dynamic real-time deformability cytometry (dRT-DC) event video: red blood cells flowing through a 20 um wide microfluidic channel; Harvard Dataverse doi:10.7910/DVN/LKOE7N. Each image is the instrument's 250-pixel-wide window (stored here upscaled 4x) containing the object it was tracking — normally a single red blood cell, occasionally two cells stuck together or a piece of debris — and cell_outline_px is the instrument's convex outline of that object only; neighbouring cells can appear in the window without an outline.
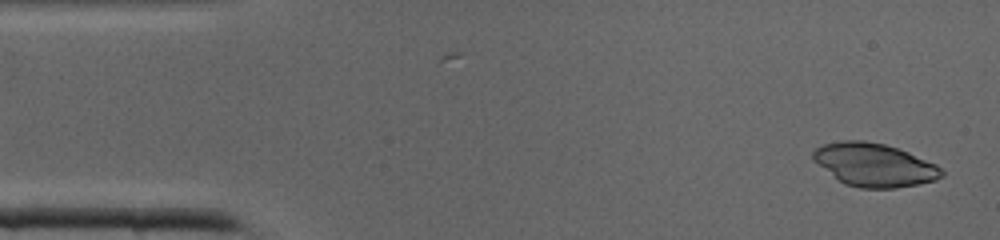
{"species": "common noctule bat (a hibernating species)", "species_latin": "Nyctalus noctula", "temperature_condition": "cold", "stored_images_in_passage": 39, "camera_frame_rate_fps": 3000, "um_per_image_px": 0.085, "animal": {"sex": "male", "body_mass_g": 19.0, "forearm_length_mm": 50.8}, "frame": {"image": 1, "passage_image": 1, "time_ms": 0.0, "image_size_px": [1000, 240], "cell_outline_px": [[944, 176], [936, 180], [896, 188], [860, 188], [844, 184], [812, 160], [812, 152], [816, 148], [824, 144], [844, 140], [864, 140], [884, 144], [908, 152], [936, 164], [944, 172]], "centroid_in_image_um": [74.31, 14.01], "position_along_channel_um": 10.7, "area_um2": 32.25}}